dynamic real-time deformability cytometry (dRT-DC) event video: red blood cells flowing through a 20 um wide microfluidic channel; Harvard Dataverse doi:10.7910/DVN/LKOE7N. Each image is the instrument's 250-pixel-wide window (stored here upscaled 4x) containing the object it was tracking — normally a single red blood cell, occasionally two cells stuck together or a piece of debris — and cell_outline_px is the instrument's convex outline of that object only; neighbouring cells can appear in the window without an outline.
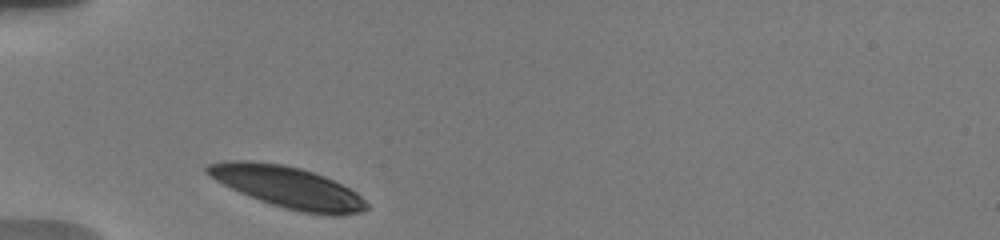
{"species": "human", "species_latin": "Homo sapiens", "temperature_condition": "warm", "stored_images_in_passage": 13, "camera_frame_rate_fps": 3000, "um_per_image_px": 0.085, "donor": {"sex": "male"}, "frame": {"image": 1, "passage_image": 1, "time_ms": 0.0, "image_size_px": [1000, 240], "cell_outline_px": [[368, 208], [360, 212], [344, 216], [328, 216], [304, 212], [284, 208], [260, 200], [240, 192], [208, 176], [204, 172], [204, 164], [224, 160], [248, 160], [284, 164], [300, 168], [324, 176], [356, 192], [368, 204]], "centroid_in_image_um": [24.42, 15.9], "position_along_channel_um": 60.6, "area_um2": 38.55}}
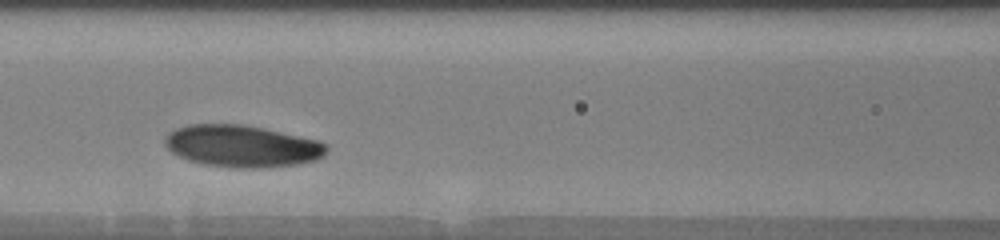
{"frame": {"image": 2, "passage_image": 9, "time_ms": 2.667, "image_size_px": [1000, 240], "cell_outline_px": [[328, 152], [324, 156], [316, 160], [296, 164], [268, 168], [232, 168], [204, 164], [188, 160], [172, 152], [164, 144], [164, 136], [168, 132], [176, 128], [188, 124], [244, 124], [264, 128], [320, 140], [328, 144]], "centroid_in_image_um": [20.6, 12.42], "position_along_channel_um": 146.0, "area_um2": 40.06}}
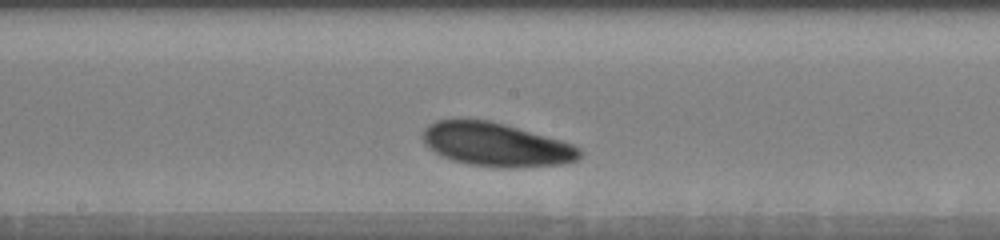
{"frame": {"image": 3, "passage_image": 12, "time_ms": 4.333, "image_size_px": [1000, 240], "cell_outline_px": [[580, 156], [576, 160], [564, 164], [520, 168], [508, 168], [468, 164], [452, 160], [436, 152], [420, 136], [424, 128], [428, 124], [436, 120], [460, 116], [488, 120], [504, 124], [560, 140], [572, 144], [580, 148]], "centroid_in_image_um": [42.13, 12.26], "position_along_channel_um": 206.1, "area_um2": 40.23}}